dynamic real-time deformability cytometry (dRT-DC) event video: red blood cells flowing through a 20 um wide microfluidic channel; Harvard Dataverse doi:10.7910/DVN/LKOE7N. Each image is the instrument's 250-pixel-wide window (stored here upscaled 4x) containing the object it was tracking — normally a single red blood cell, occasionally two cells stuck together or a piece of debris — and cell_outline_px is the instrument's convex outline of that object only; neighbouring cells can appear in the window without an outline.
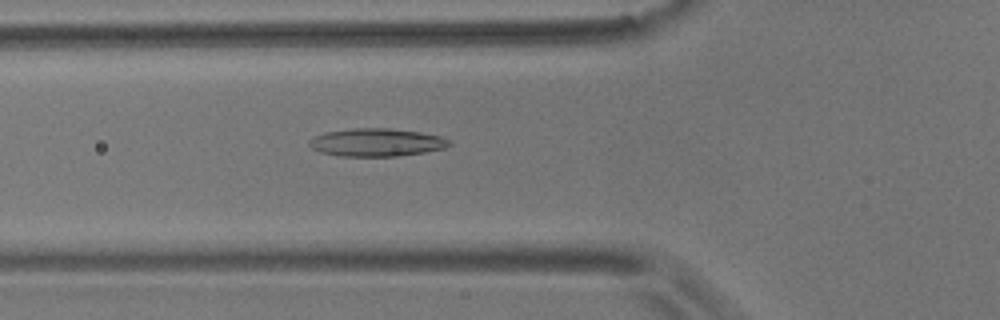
{"species": "common noctule bat (a hibernating species)", "species_latin": "Nyctalus noctula", "temperature_condition": "room temperature", "stored_images_in_passage": 51, "camera_frame_rate_fps": 3000, "um_per_image_px": 0.085, "animal": {"sex": "male", "body_mass_g": 17.9}, "frame": {"image": 1, "passage_image": 15, "time_ms": 4.667, "image_size_px": [1000, 320], "cell_outline_px": [[452, 144], [444, 148], [424, 152], [400, 156], [340, 156], [320, 152], [312, 148], [308, 144], [308, 140], [324, 132], [352, 128], [388, 128], [420, 132], [440, 136], [448, 140]], "centroid_in_image_um": [31.98, 12.1], "position_along_channel_um": 93.8, "area_um2": 22.77}}
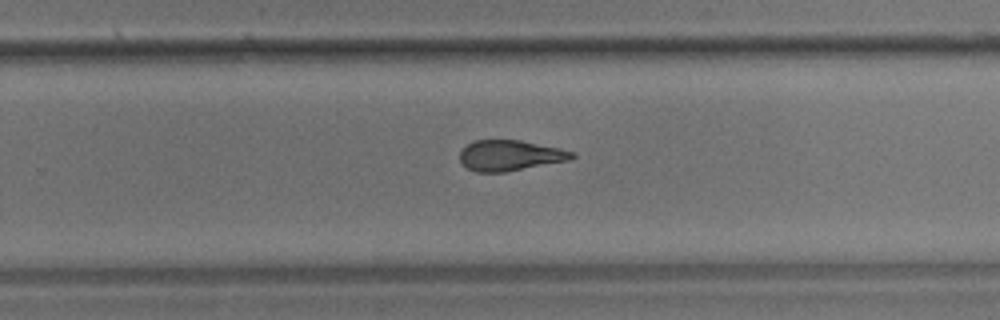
{"frame": {"image": 2, "passage_image": 31, "time_ms": 10.0, "image_size_px": [1000, 320], "cell_outline_px": [[576, 156], [572, 160], [504, 172], [476, 172], [468, 168], [460, 160], [460, 152], [468, 144], [476, 140], [520, 140], [560, 148], [572, 152]], "centroid_in_image_um": [43.38, 13.22], "position_along_channel_um": 286.4, "area_um2": 19.88}}
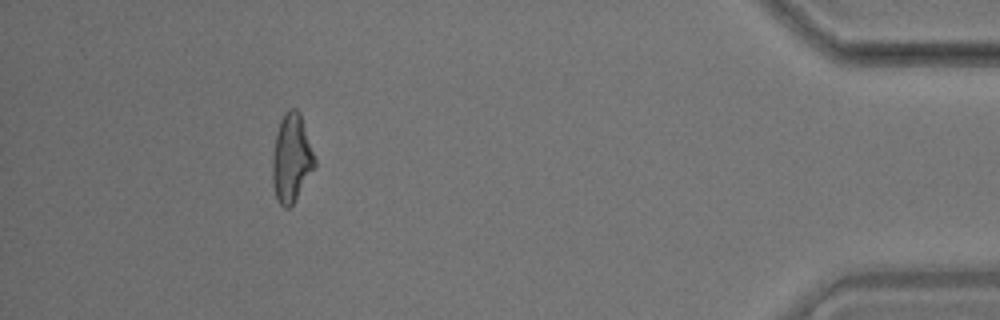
{"frame": {"image": 3, "passage_image": 46, "time_ms": 15.0, "image_size_px": [1000, 320], "cell_outline_px": [[316, 168], [292, 204], [288, 208], [284, 208], [276, 200], [272, 180], [272, 156], [276, 132], [280, 120], [284, 112], [288, 108], [296, 108], [300, 112], [316, 160]], "centroid_in_image_um": [24.77, 13.44], "position_along_channel_um": 410.4, "area_um2": 22.02}, "authors_computed_cell_mechanics": {"area_um2": 21.5594, "velocity_mm_per_s": 3.6088, "shape_relaxation_time_tau1_ms": null, "shape_relaxation_time_tau2_ms": 1.5038, "deformation_change_tau1": null, "deformation_change_tau2": 0.1052}}